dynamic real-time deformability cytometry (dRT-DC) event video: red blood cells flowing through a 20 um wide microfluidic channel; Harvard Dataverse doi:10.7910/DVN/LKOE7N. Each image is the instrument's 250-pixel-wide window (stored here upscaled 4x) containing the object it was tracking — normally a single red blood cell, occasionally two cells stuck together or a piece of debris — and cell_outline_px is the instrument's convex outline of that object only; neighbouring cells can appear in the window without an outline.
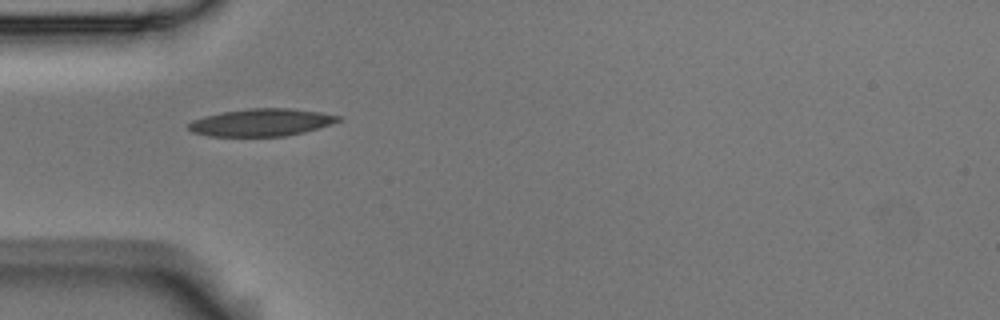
{"species": "Egyptian fruit bat (a non-hibernating species)", "species_latin": "Rousettus aegyptiacus", "temperature_condition": "room temperature", "stored_images_in_passage": 1, "camera_frame_rate_fps": 3000, "um_per_image_px": 0.085, "animal": {"sex": "male"}, "frame": {"image": 1, "passage_image": 1, "time_ms": 0.0, "image_size_px": [1000, 320], "cell_outline_px": [[340, 120], [332, 124], [304, 132], [284, 136], [208, 136], [192, 132], [188, 128], [188, 124], [192, 120], [204, 116], [220, 112], [252, 108], [288, 108], [320, 112], [340, 116]], "centroid_in_image_um": [22.19, 10.4], "position_along_channel_um": 62.8, "area_um2": 23.87}}